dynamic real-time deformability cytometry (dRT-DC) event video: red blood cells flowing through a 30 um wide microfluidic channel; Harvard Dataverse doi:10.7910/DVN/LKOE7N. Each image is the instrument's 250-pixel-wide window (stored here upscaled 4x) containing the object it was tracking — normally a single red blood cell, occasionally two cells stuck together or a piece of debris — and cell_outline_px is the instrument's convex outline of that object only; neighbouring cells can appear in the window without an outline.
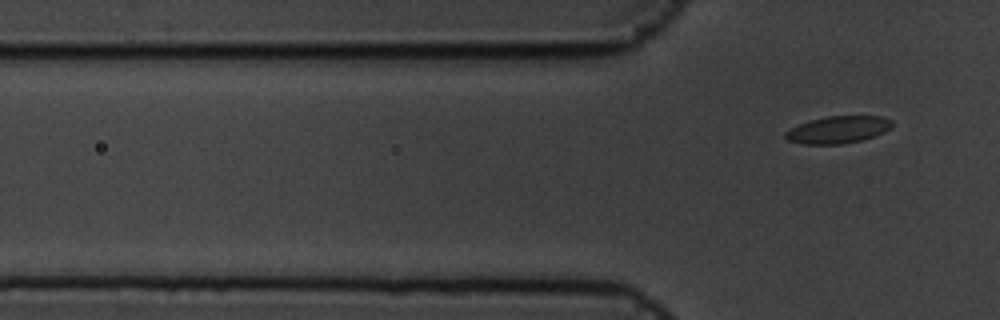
{"species": "common noctule bat (a hibernating species)", "species_latin": "Nyctalus noctula", "temperature_condition": "cold", "stored_images_in_passage": 7, "segment_of_instrument_passage": [2, 2], "camera_frame_rate_fps": 3000, "um_per_image_px": 0.085, "animal": {"sex": "male", "body_mass_g": 19.5, "forearm_length_mm": 54.6}, "frame": {"image": 1, "passage_image": 7, "time_ms": 2.0, "image_size_px": [1000, 320], "cell_outline_px": [[892, 124], [884, 132], [860, 140], [844, 144], [804, 144], [788, 140], [784, 136], [784, 132], [800, 124], [812, 120], [828, 116], [880, 116], [892, 120]], "centroid_in_image_um": [71.22, 11.02], "position_along_channel_um": 54.6, "area_um2": 16.59}}